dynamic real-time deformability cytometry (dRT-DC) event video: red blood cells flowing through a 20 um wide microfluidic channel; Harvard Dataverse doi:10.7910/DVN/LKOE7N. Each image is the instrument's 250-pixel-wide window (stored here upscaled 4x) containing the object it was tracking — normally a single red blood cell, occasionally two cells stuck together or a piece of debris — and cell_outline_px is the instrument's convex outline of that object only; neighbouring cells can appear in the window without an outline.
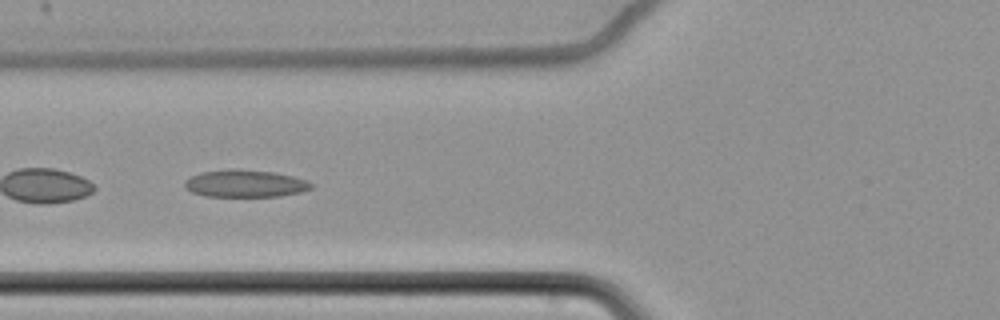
{"species": "common noctule bat (a hibernating species)", "species_latin": "Nyctalus noctula", "temperature_condition": "cold", "stored_images_in_passage": 62, "camera_frame_rate_fps": 3000, "um_per_image_px": 0.085, "animal": {"sex": "female", "body_mass_g": 22.7, "forearm_length_mm": 54.2}, "frame": {"image": 1, "passage_image": 27, "time_ms": 8.667, "image_size_px": [1000, 320], "cell_outline_px": [[312, 188], [300, 192], [280, 196], [204, 196], [192, 192], [184, 188], [184, 184], [192, 176], [204, 172], [276, 172], [308, 180], [312, 184]], "centroid_in_image_um": [20.9, 15.66], "position_along_channel_um": 104.9, "area_um2": 19.02}, "authors_computed_cell_mechanics": {"area_um2": 21.1548, "velocity_mm_per_s": 3.4686, "shape_relaxation_time_tau1_ms": null, "shape_relaxation_time_tau2_ms": 7.0801, "deformation_change_tau1": null, "deformation_change_tau2": 0.1526}}